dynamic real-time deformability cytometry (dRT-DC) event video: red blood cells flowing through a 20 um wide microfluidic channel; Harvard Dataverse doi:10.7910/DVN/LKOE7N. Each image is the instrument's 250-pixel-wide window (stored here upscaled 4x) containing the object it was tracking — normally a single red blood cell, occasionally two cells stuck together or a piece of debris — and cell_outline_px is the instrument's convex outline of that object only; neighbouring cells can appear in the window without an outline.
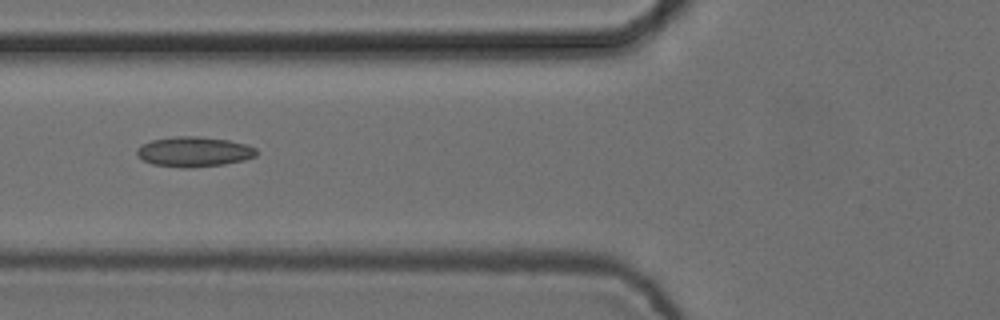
{"species": "common noctule bat (a hibernating species)", "species_latin": "Nyctalus noctula", "temperature_condition": "cold", "stored_images_in_passage": 7, "camera_frame_rate_fps": 3000, "um_per_image_px": 0.085, "animal": {"sex": "female", "body_mass_g": 24.6, "forearm_length_mm": 56.2}, "frame": {"image": 1, "passage_image": 6, "time_ms": 1.667, "image_size_px": [1000, 320], "cell_outline_px": [[256, 156], [244, 160], [224, 164], [192, 168], [180, 168], [152, 164], [136, 156], [136, 148], [140, 144], [152, 140], [176, 136], [200, 136], [228, 140], [244, 144], [256, 148]], "centroid_in_image_um": [16.44, 12.9], "position_along_channel_um": 109.4, "area_um2": 21.1}}
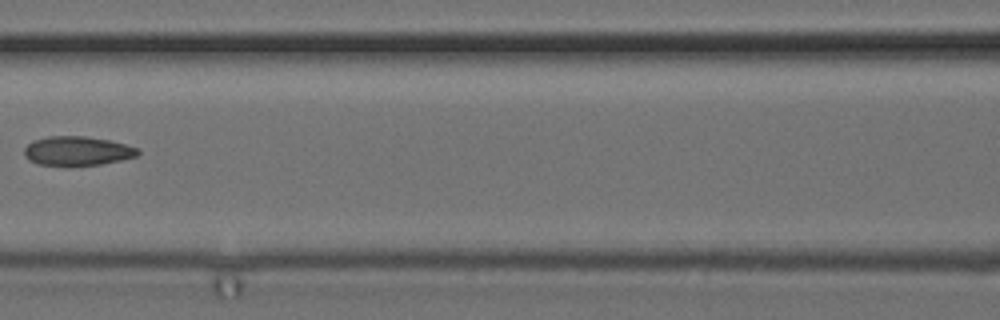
{"frame": {"image": 2, "passage_image": 7, "time_ms": 2.0, "image_size_px": [1000, 320], "cell_outline_px": [[140, 152], [136, 156], [120, 160], [100, 164], [72, 168], [64, 168], [36, 164], [28, 160], [24, 156], [24, 148], [32, 140], [48, 136], [84, 136], [108, 140], [140, 148]], "centroid_in_image_um": [6.5, 12.87], "position_along_channel_um": 160.1, "area_um2": 20.06}}